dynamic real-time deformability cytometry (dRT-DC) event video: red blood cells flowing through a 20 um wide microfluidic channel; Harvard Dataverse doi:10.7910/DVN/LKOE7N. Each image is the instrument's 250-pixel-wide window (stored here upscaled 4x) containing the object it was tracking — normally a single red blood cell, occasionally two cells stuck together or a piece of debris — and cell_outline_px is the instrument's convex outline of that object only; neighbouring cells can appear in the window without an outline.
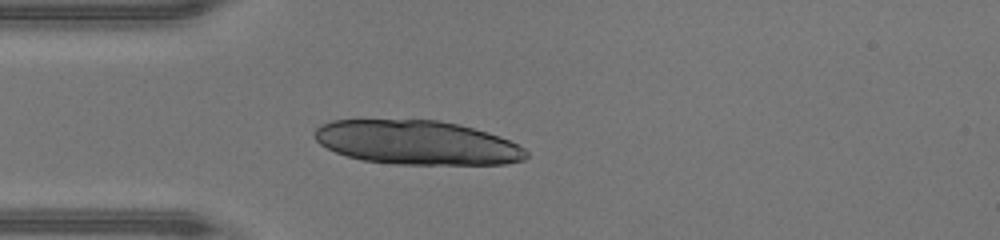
{"species": "human", "species_latin": "Homo sapiens", "temperature_condition": "warm", "stored_images_in_passage": 35, "camera_frame_rate_fps": 3000, "um_per_image_px": 0.085, "donor": {"sex": "male"}, "frame": {"image": 1, "passage_image": 1, "time_ms": 0.0, "image_size_px": [1000, 240], "cell_outline_px": [[528, 156], [524, 160], [504, 164], [396, 164], [364, 160], [348, 156], [336, 152], [320, 144], [312, 136], [316, 128], [320, 124], [332, 120], [440, 120], [460, 124], [488, 132], [500, 136], [524, 148], [528, 152]], "centroid_in_image_um": [35.44, 12.11], "position_along_channel_um": 49.6, "area_um2": 54.45}}